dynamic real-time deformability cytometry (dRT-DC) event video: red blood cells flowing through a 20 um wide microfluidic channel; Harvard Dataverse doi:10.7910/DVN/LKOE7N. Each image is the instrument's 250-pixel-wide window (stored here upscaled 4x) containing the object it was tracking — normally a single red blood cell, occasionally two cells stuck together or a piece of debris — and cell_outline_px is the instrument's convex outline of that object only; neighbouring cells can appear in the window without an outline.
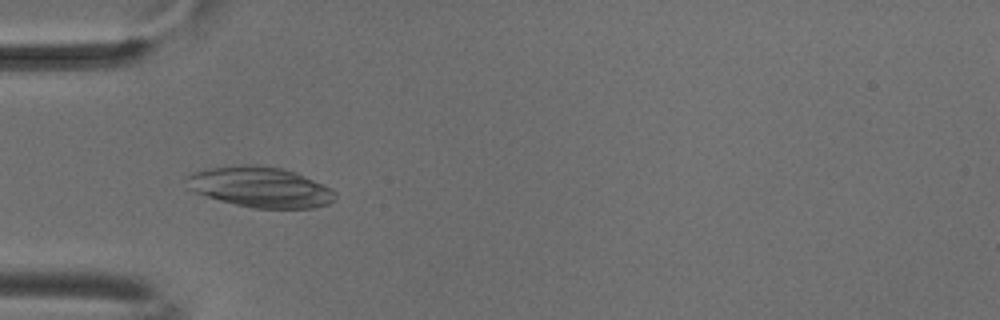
{"species": "common noctule bat (a hibernating species)", "species_latin": "Nyctalus noctula", "temperature_condition": "cold", "stored_images_in_passage": 5, "camera_frame_rate_fps": 3000, "um_per_image_px": 0.085, "animal": {"sex": "male", "body_mass_g": 18.8}, "frame": {"image": 1, "passage_image": 4, "time_ms": 1.0, "image_size_px": [1000, 320], "cell_outline_px": [[336, 196], [328, 204], [316, 208], [252, 208], [220, 200], [196, 192], [188, 188], [184, 176], [192, 172], [208, 168], [244, 164], [252, 164], [280, 168], [296, 172], [332, 188], [336, 192]], "centroid_in_image_um": [22.12, 15.89], "position_along_channel_um": 62.9, "area_um2": 35.08}}
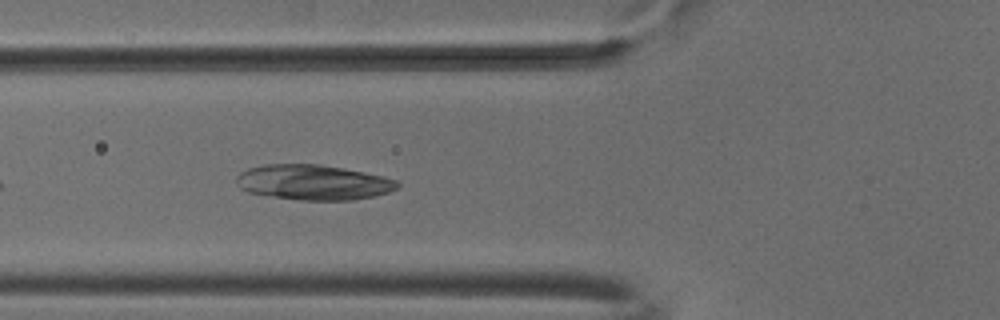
{"frame": {"image": 2, "passage_image": 5, "time_ms": 1.333, "image_size_px": [1000, 320], "cell_outline_px": [[400, 184], [396, 188], [388, 192], [372, 196], [352, 200], [300, 200], [272, 196], [248, 192], [240, 188], [236, 184], [236, 176], [240, 172], [248, 168], [264, 164], [320, 164], [364, 172], [384, 176], [396, 180]], "centroid_in_image_um": [26.6, 15.49], "position_along_channel_um": 99.2, "area_um2": 32.95}}